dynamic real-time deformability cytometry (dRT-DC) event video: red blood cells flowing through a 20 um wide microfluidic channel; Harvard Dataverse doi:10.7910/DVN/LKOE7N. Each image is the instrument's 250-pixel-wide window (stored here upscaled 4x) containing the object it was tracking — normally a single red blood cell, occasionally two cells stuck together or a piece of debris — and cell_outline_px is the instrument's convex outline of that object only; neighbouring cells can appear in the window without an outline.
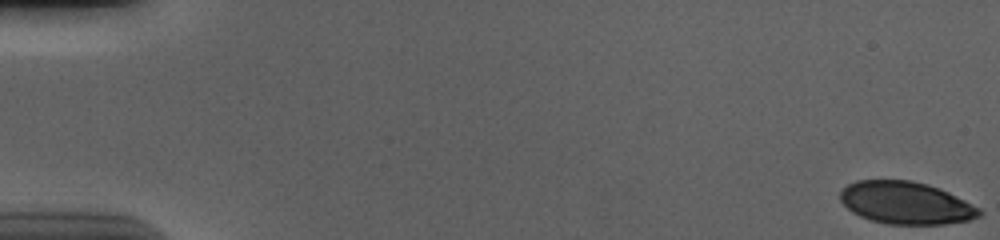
{"species": "human", "species_latin": "Homo sapiens", "temperature_condition": "cold", "stored_images_in_passage": 57, "camera_frame_rate_fps": 3000, "um_per_image_px": 0.085, "donor": {"sex": "male"}, "frame": {"image": 1, "passage_image": 1, "time_ms": 0.0, "image_size_px": [1000, 240], "cell_outline_px": [[984, 212], [980, 216], [968, 220], [944, 224], [888, 224], [872, 220], [860, 216], [852, 212], [840, 200], [840, 192], [848, 184], [856, 180], [912, 180], [928, 184], [940, 188], [980, 208]], "centroid_in_image_um": [77.01, 17.24], "position_along_channel_um": 8.0, "area_um2": 34.33}}
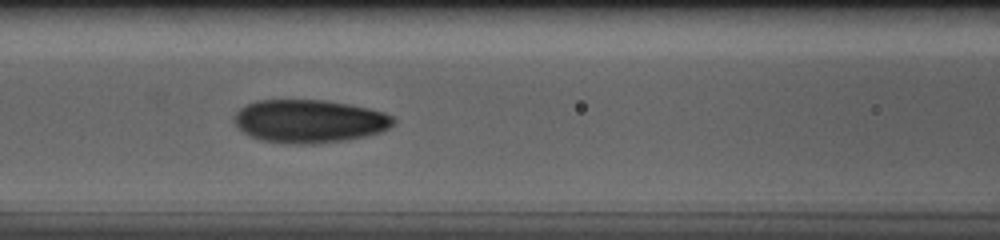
{"frame": {"image": 2, "passage_image": 26, "time_ms": 8.333, "image_size_px": [1000, 240], "cell_outline_px": [[396, 120], [388, 128], [380, 132], [364, 136], [344, 140], [312, 144], [304, 144], [260, 140], [244, 132], [232, 120], [232, 116], [240, 108], [256, 100], [324, 100], [348, 104], [368, 108], [384, 112], [392, 116]], "centroid_in_image_um": [26.28, 10.29], "position_along_channel_um": 140.3, "area_um2": 39.71}}
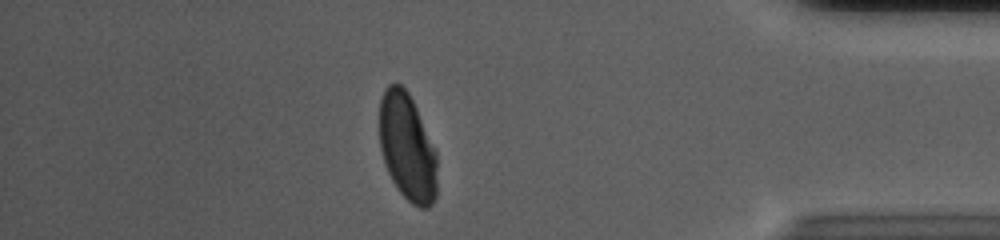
{"frame": {"image": 3, "passage_image": 50, "time_ms": 16.333, "image_size_px": [1000, 240], "cell_outline_px": [[436, 196], [432, 204], [428, 208], [420, 208], [412, 204], [396, 188], [388, 172], [380, 148], [380, 100], [388, 84], [396, 80], [408, 92], [416, 108], [436, 152]], "centroid_in_image_um": [34.61, 12.52], "position_along_channel_um": 400.6, "area_um2": 35.89}, "authors_computed_cell_mechanics": {"area_um2": 38.2058, "velocity_mm_per_s": 3.6775, "shape_relaxation_time_tau1_ms": 3.4662, "shape_relaxation_time_tau2_ms": 1.1459, "deformation_change_tau1": 0.1525, "deformation_change_tau2": 0.0594}}